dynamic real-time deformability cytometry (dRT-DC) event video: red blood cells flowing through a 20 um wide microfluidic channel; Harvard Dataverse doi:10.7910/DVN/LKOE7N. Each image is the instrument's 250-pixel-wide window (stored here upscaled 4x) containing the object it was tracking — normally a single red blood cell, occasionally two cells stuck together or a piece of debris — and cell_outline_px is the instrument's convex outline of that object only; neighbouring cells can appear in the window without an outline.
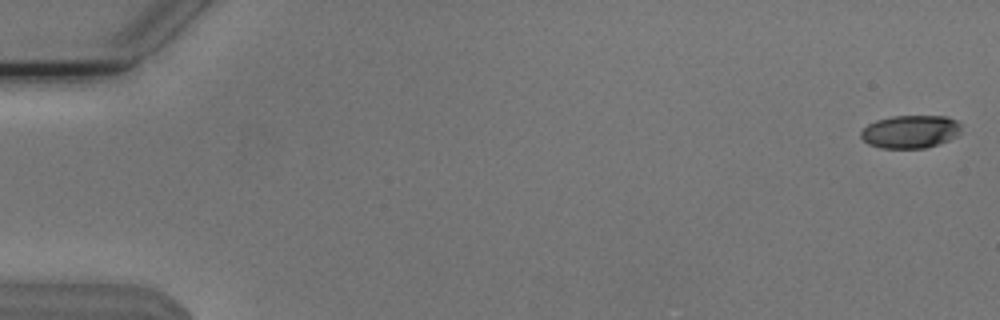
{"species": "Egyptian fruit bat (a non-hibernating species)", "species_latin": "Rousettus aegyptiacus", "temperature_condition": "cold", "stored_images_in_passage": 54, "camera_frame_rate_fps": 3000, "um_per_image_px": 0.085, "animal": {"sex": "male"}, "frame": {"image": 1, "passage_image": 1, "time_ms": 0.0, "image_size_px": [1000, 320], "cell_outline_px": [[960, 132], [956, 136], [948, 140], [924, 148], [880, 148], [868, 144], [860, 136], [860, 132], [868, 124], [876, 120], [892, 116], [948, 116], [956, 120], [960, 124]], "centroid_in_image_um": [77.36, 11.18], "position_along_channel_um": 7.6, "area_um2": 19.25}}
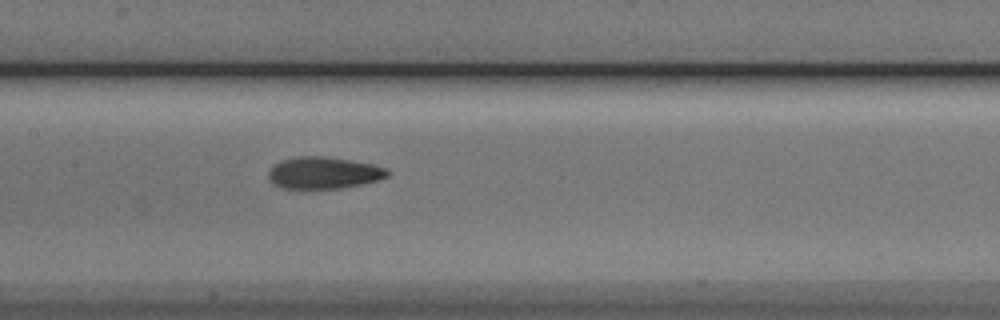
{"frame": {"image": 2, "passage_image": 27, "time_ms": 8.667, "image_size_px": [1000, 320], "cell_outline_px": [[388, 176], [380, 180], [340, 188], [280, 188], [272, 184], [268, 176], [268, 172], [280, 160], [296, 156], [324, 156], [372, 164], [384, 168], [388, 172]], "centroid_in_image_um": [27.47, 14.69], "position_along_channel_um": 179.9, "area_um2": 21.91}}
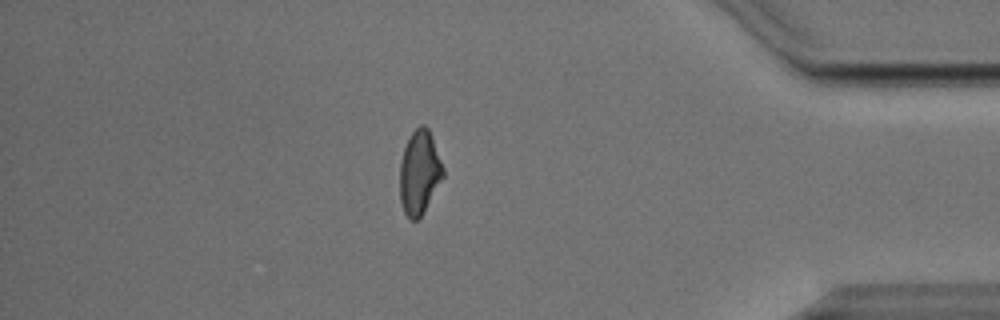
{"frame": {"image": 3, "passage_image": 47, "time_ms": 15.333, "image_size_px": [1000, 320], "cell_outline_px": [[444, 176], [424, 212], [416, 220], [408, 220], [404, 212], [400, 200], [400, 164], [404, 148], [412, 132], [420, 124], [424, 124], [428, 128], [432, 136], [444, 168]], "centroid_in_image_um": [35.66, 14.67], "position_along_channel_um": 399.5, "area_um2": 21.21}, "authors_computed_cell_mechanics": {"area_um2": 21.3282, "velocity_mm_per_s": 3.8158, "shape_relaxation_time_tau1_ms": 4.8453, "shape_relaxation_time_tau2_ms": 2.6851, "deformation_change_tau1": 0.1666, "deformation_change_tau2": 0.0955}}